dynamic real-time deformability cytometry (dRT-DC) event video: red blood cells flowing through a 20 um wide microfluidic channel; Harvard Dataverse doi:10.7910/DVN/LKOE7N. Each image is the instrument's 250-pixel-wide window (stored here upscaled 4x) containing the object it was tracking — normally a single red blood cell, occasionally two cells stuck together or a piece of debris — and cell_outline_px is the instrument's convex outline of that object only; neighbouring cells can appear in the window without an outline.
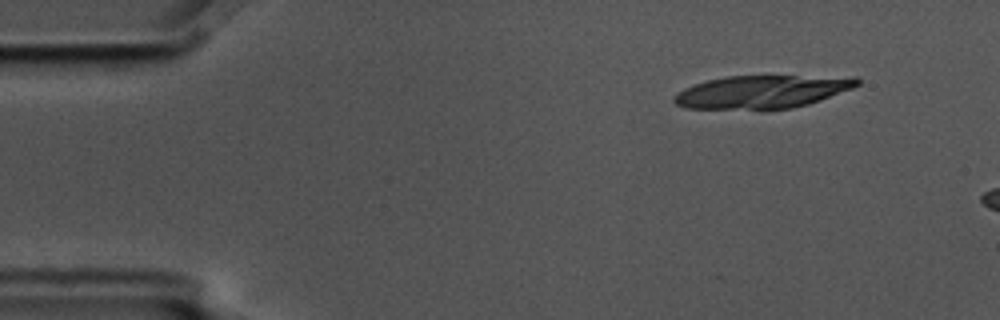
{"species": "common noctule bat (a hibernating species)", "species_latin": "Nyctalus noctula", "temperature_condition": "cold", "stored_images_in_passage": 4, "camera_frame_rate_fps": 3000, "um_per_image_px": 0.085, "animal": {"sex": "male", "body_mass_g": 17.5, "forearm_length_mm": 52.3}, "frame": {"image": 1, "passage_image": 2, "time_ms": 0.333, "image_size_px": [1000, 320], "cell_outline_px": [[860, 84], [852, 88], [820, 100], [808, 104], [792, 108], [684, 108], [676, 104], [672, 100], [672, 96], [676, 92], [684, 88], [708, 80], [728, 76], [856, 76], [860, 80]], "centroid_in_image_um": [64.79, 7.78], "position_along_channel_um": 20.2, "area_um2": 34.85}}